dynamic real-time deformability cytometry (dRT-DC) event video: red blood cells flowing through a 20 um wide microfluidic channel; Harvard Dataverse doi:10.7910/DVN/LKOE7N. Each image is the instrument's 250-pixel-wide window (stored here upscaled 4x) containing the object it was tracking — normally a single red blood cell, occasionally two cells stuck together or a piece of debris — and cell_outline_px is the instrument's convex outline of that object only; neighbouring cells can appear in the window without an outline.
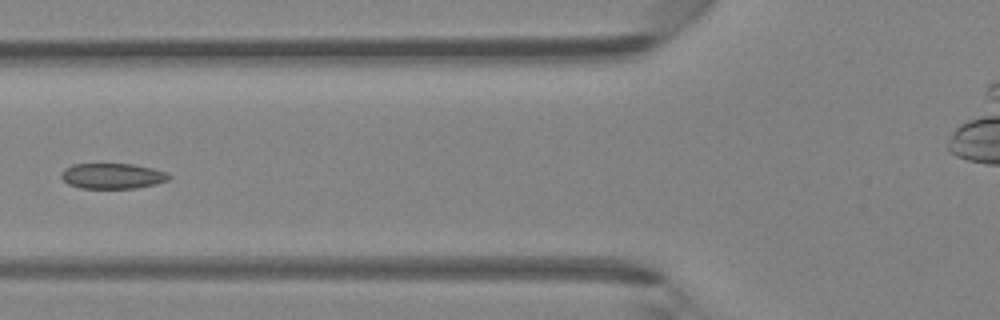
{"species": "Egyptian fruit bat (a non-hibernating species)", "species_latin": "Rousettus aegyptiacus", "temperature_condition": "room temperature", "stored_images_in_passage": 7, "segment_of_instrument_passage": [1, 2], "camera_frame_rate_fps": 3000, "um_per_image_px": 0.085, "animal": {"sex": "female"}, "frame": {"image": 1, "passage_image": 5, "time_ms": 4.667, "image_size_px": [1000, 320], "cell_outline_px": [[172, 176], [168, 180], [156, 184], [136, 188], [80, 188], [68, 184], [60, 176], [60, 172], [64, 168], [72, 164], [132, 164], [152, 168], [168, 172]], "centroid_in_image_um": [9.56, 14.95], "position_along_channel_um": 116.2, "area_um2": 16.13}}
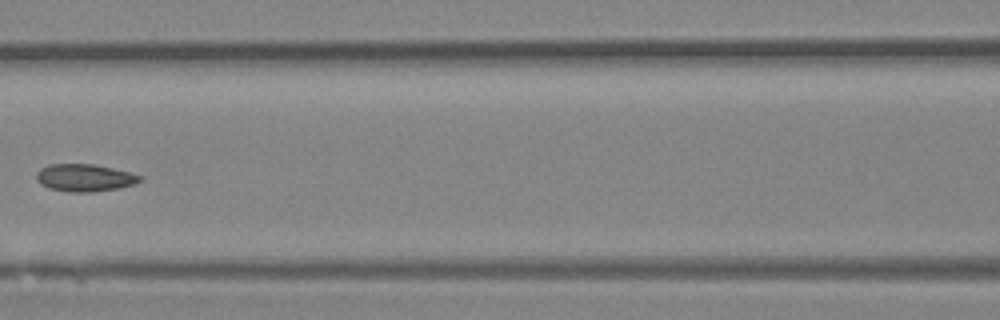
{"frame": {"image": 2, "passage_image": 6, "time_ms": 5.667, "image_size_px": [1000, 320], "cell_outline_px": [[144, 176], [140, 180], [132, 184], [116, 188], [92, 192], [68, 192], [48, 188], [40, 184], [36, 180], [36, 172], [40, 168], [48, 164], [92, 164], [112, 168]], "centroid_in_image_um": [7.12, 15.1], "position_along_channel_um": 159.5, "area_um2": 16.47}}